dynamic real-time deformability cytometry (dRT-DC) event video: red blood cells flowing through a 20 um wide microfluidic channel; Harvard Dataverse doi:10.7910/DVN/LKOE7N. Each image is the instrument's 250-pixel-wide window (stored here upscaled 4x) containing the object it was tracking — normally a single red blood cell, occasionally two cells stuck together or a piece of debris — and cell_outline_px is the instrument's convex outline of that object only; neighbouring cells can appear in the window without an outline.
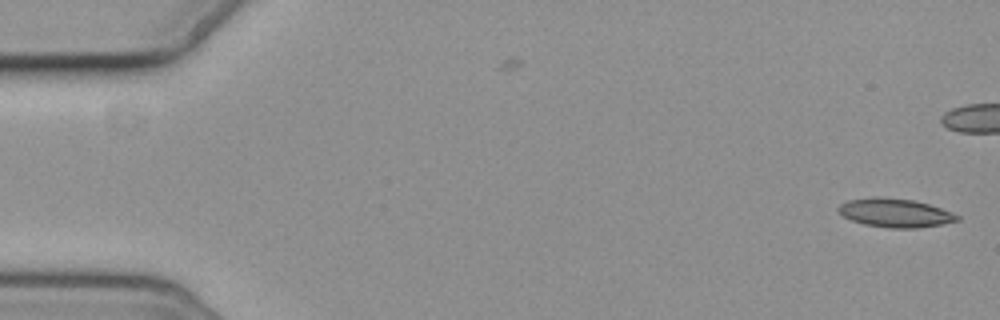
{"species": "common noctule bat (a hibernating species)", "species_latin": "Nyctalus noctula", "temperature_condition": "cold", "stored_images_in_passage": 2, "camera_frame_rate_fps": 3000, "um_per_image_px": 0.085, "animal": {"sex": "female", "body_mass_g": 19.3, "forearm_length_mm": 54.1}, "frame": {"image": 1, "passage_image": 2, "time_ms": 1.0, "image_size_px": [1000, 320], "cell_outline_px": [[960, 220], [940, 224], [916, 228], [892, 228], [864, 224], [852, 220], [844, 216], [836, 208], [840, 204], [848, 200], [872, 196], [880, 196], [912, 200], [928, 204], [952, 212], [960, 216]], "centroid_in_image_um": [76.07, 18.08], "position_along_channel_um": 8.9, "area_um2": 19.77}}